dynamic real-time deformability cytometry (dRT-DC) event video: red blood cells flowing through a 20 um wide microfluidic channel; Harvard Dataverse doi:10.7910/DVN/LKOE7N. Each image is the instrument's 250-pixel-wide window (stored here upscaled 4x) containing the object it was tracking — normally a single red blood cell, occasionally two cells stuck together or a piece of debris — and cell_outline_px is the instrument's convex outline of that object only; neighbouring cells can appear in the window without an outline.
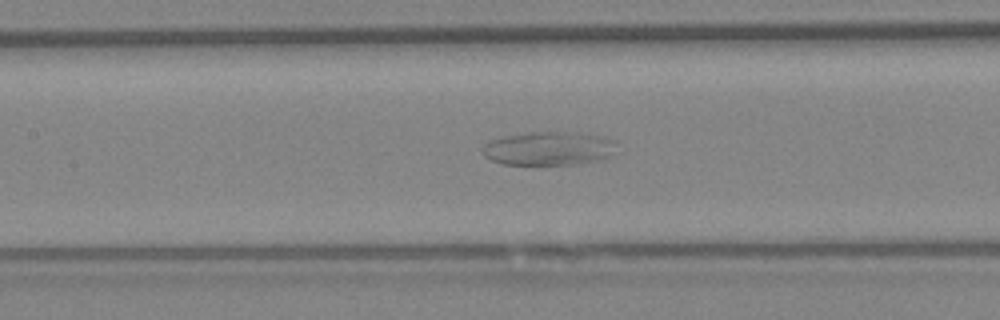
{"species": "Egyptian fruit bat (a non-hibernating species)", "species_latin": "Rousettus aegyptiacus", "temperature_condition": "warm", "stored_images_in_passage": 11, "segment_of_instrument_passage": [2, 2], "camera_frame_rate_fps": 3000, "um_per_image_px": 0.085, "animal": {"sex": "female"}, "frame": {"image": 1, "passage_image": 11, "time_ms": 3.333, "image_size_px": [1000, 320], "cell_outline_px": [[616, 144], [608, 156], [596, 160], [576, 164], [504, 164], [492, 160], [484, 156], [484, 144], [492, 140], [504, 136], [532, 132], [584, 132], [604, 136], [616, 140]], "centroid_in_image_um": [46.67, 12.6], "position_along_channel_um": 160.7, "area_um2": 26.07}}